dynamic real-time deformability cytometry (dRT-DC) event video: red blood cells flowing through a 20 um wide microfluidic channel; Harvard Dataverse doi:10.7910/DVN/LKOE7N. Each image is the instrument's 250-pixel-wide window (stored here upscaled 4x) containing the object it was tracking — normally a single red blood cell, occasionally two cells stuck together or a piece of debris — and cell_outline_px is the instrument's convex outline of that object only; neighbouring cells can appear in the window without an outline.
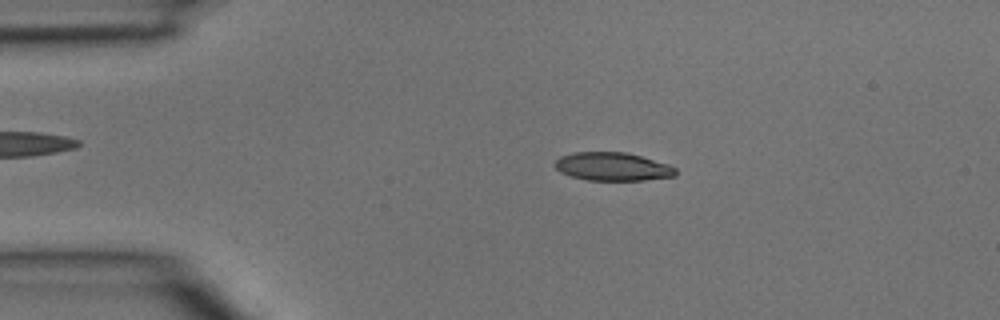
{"species": "common noctule bat (a hibernating species)", "species_latin": "Nyctalus noctula", "temperature_condition": "room temperature", "stored_images_in_passage": 3, "camera_frame_rate_fps": 3000, "um_per_image_px": 0.085, "animal": {"sex": "male", "body_mass_g": 15.6}, "frame": {"image": 1, "passage_image": 2, "time_ms": 0.333, "image_size_px": [1000, 320], "cell_outline_px": [[676, 176], [644, 180], [588, 180], [572, 176], [560, 172], [552, 164], [560, 156], [572, 152], [628, 152], [668, 164], [676, 168]], "centroid_in_image_um": [52.06, 14.15], "position_along_channel_um": 32.9, "area_um2": 20.0}}